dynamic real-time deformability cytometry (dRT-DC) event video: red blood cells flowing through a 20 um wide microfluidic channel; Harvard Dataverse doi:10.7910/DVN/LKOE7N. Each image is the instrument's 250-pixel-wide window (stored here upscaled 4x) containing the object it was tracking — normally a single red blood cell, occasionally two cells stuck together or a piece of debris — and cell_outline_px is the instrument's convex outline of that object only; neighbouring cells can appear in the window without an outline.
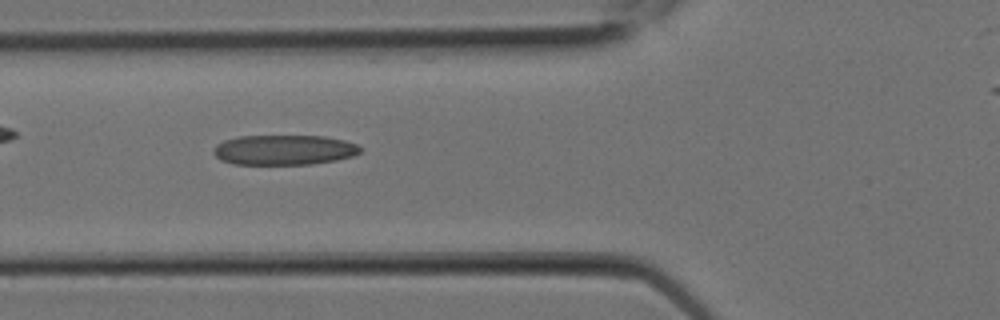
{"species": "Egyptian fruit bat (a non-hibernating species)", "species_latin": "Rousettus aegyptiacus", "temperature_condition": "room temperature", "stored_images_in_passage": 8, "camera_frame_rate_fps": 3000, "um_per_image_px": 0.085, "animal": {"sex": "female"}, "frame": {"image": 1, "passage_image": 7, "time_ms": 2.0, "image_size_px": [1000, 320], "cell_outline_px": [[360, 152], [352, 156], [336, 160], [312, 164], [232, 164], [220, 160], [212, 152], [212, 148], [216, 144], [224, 140], [240, 136], [324, 136], [344, 140], [356, 144], [360, 148]], "centroid_in_image_um": [24.1, 12.74], "position_along_channel_um": 101.7, "area_um2": 25.72}}